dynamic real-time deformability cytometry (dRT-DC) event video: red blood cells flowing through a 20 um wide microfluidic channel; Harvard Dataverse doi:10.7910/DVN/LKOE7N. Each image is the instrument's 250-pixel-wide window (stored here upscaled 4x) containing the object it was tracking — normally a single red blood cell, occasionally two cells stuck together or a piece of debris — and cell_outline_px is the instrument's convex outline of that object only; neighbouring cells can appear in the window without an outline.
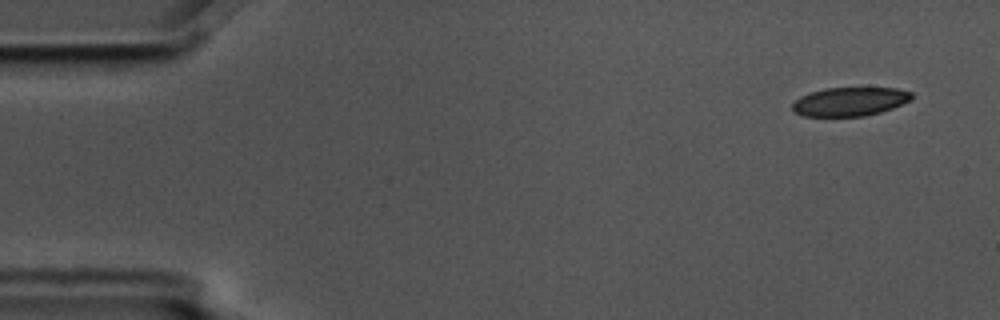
{"species": "common noctule bat (a hibernating species)", "species_latin": "Nyctalus noctula", "temperature_condition": "cold", "stored_images_in_passage": 9, "camera_frame_rate_fps": 3000, "um_per_image_px": 0.085, "animal": {"sex": "male", "body_mass_g": 17.5, "forearm_length_mm": 52.3}, "frame": {"image": 1, "passage_image": 1, "time_ms": 0.0, "image_size_px": [1000, 320], "cell_outline_px": [[912, 100], [892, 108], [880, 112], [864, 116], [804, 116], [796, 112], [792, 108], [792, 104], [800, 96], [824, 88], [896, 88], [912, 92]], "centroid_in_image_um": [72.25, 8.63], "position_along_channel_um": 12.7, "area_um2": 19.88}}